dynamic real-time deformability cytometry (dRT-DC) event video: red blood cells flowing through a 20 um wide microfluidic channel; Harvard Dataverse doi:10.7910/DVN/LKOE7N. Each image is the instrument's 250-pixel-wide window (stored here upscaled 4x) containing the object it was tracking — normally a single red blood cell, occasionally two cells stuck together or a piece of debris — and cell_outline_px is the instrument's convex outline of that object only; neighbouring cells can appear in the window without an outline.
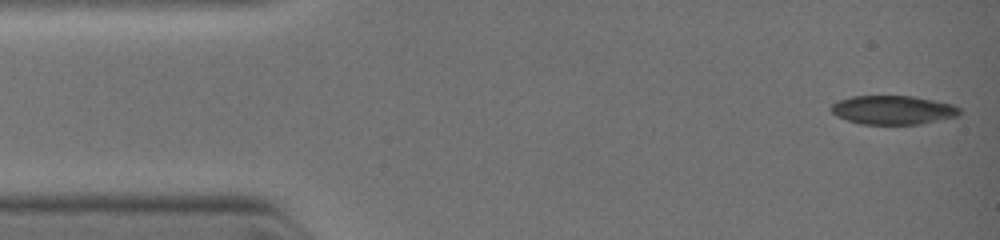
{"species": "common noctule bat (a hibernating species)", "species_latin": "Nyctalus noctula", "temperature_condition": "warm", "stored_images_in_passage": 3, "camera_frame_rate_fps": 3000, "um_per_image_px": 0.085, "animal": {"sex": "female", "body_mass_g": 19.0, "forearm_length_mm": 51.5}, "frame": {"image": 1, "passage_image": 1, "time_ms": 0.0, "image_size_px": [1000, 240], "cell_outline_px": [[960, 112], [956, 116], [920, 124], [864, 124], [848, 120], [836, 116], [832, 112], [832, 104], [840, 100], [852, 96], [912, 96], [952, 104], [960, 108]], "centroid_in_image_um": [75.9, 9.34], "position_along_channel_um": 9.1, "area_um2": 21.27}}